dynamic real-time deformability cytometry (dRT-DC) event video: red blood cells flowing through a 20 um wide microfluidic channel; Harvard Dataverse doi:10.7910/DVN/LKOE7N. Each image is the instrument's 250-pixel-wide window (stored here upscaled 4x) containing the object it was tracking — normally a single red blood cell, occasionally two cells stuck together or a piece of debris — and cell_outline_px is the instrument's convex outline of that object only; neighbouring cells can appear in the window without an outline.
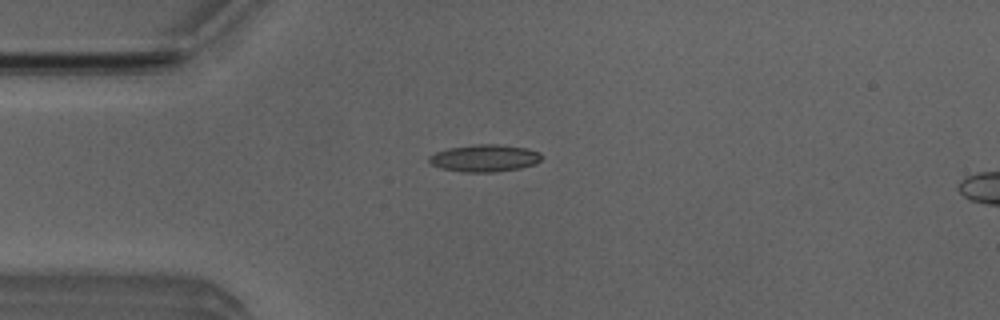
{"species": "Egyptian fruit bat (a non-hibernating species)", "species_latin": "Rousettus aegyptiacus", "temperature_condition": "room temperature", "stored_images_in_passage": 48, "camera_frame_rate_fps": 3000, "um_per_image_px": 0.085, "animal": {"sex": "male"}, "frame": {"image": 1, "passage_image": 13, "time_ms": 4.0, "image_size_px": [1000, 320], "cell_outline_px": [[544, 156], [536, 164], [520, 168], [496, 172], [464, 172], [440, 168], [432, 164], [428, 160], [428, 156], [436, 152], [448, 148], [476, 144], [496, 144], [528, 148], [540, 152]], "centroid_in_image_um": [41.22, 13.44], "position_along_channel_um": 43.8, "area_um2": 17.98}}
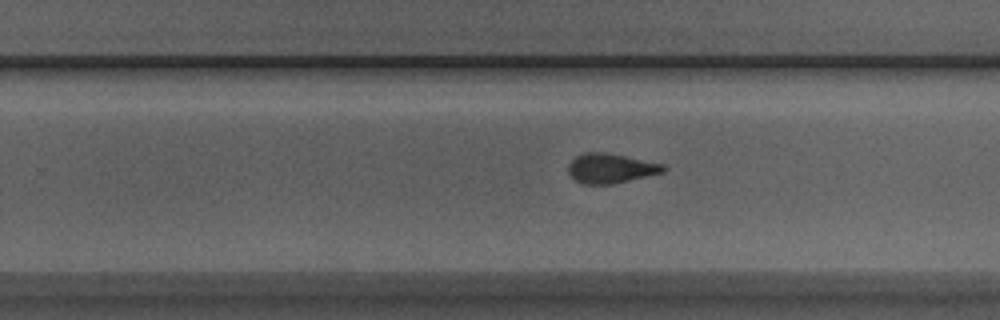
{"frame": {"image": 2, "passage_image": 32, "time_ms": 10.333, "image_size_px": [1000, 320], "cell_outline_px": [[668, 168], [664, 172], [612, 184], [580, 184], [568, 172], [568, 164], [576, 156], [584, 152], [604, 152], [664, 164]], "centroid_in_image_um": [51.9, 14.31], "position_along_channel_um": 277.9, "area_um2": 16.36}}
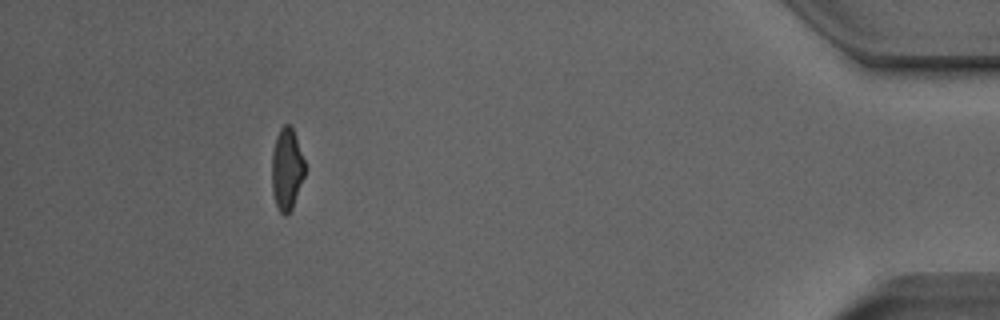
{"frame": {"image": 3, "passage_image": 47, "time_ms": 15.333, "image_size_px": [1000, 320], "cell_outline_px": [[304, 176], [292, 208], [288, 216], [284, 216], [280, 212], [276, 204], [272, 192], [272, 152], [276, 136], [280, 128], [284, 124], [292, 124], [304, 160]], "centroid_in_image_um": [24.37, 14.36], "position_along_channel_um": 410.8, "area_um2": 15.84}}